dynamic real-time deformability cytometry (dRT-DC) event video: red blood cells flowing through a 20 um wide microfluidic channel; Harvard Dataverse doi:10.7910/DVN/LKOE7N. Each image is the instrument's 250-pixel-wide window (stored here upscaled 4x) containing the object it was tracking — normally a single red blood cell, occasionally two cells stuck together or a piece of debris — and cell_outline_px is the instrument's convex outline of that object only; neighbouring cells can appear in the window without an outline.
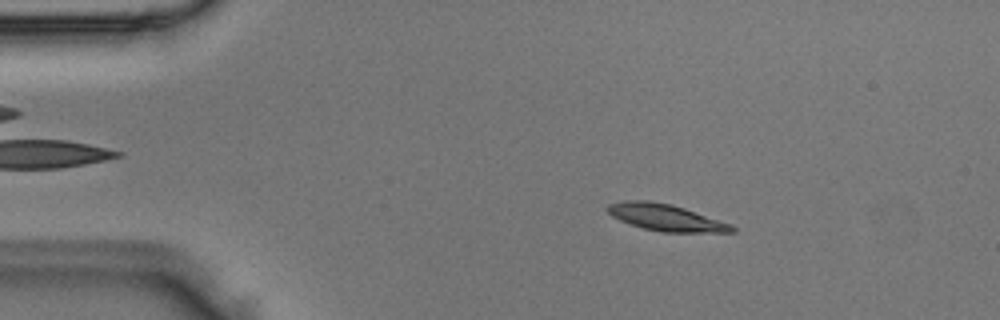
{"species": "Egyptian fruit bat (a non-hibernating species)", "species_latin": "Rousettus aegyptiacus", "temperature_condition": "room temperature", "stored_images_in_passage": 3, "camera_frame_rate_fps": 3000, "um_per_image_px": 0.085, "animal": {"sex": "male"}, "frame": {"image": 1, "passage_image": 2, "time_ms": 0.333, "image_size_px": [1000, 320], "cell_outline_px": [[736, 232], [660, 232], [644, 228], [620, 220], [612, 216], [604, 208], [608, 204], [624, 200], [648, 200], [672, 204], [732, 224], [736, 228]], "centroid_in_image_um": [56.58, 18.48], "position_along_channel_um": 28.4, "area_um2": 19.36}}